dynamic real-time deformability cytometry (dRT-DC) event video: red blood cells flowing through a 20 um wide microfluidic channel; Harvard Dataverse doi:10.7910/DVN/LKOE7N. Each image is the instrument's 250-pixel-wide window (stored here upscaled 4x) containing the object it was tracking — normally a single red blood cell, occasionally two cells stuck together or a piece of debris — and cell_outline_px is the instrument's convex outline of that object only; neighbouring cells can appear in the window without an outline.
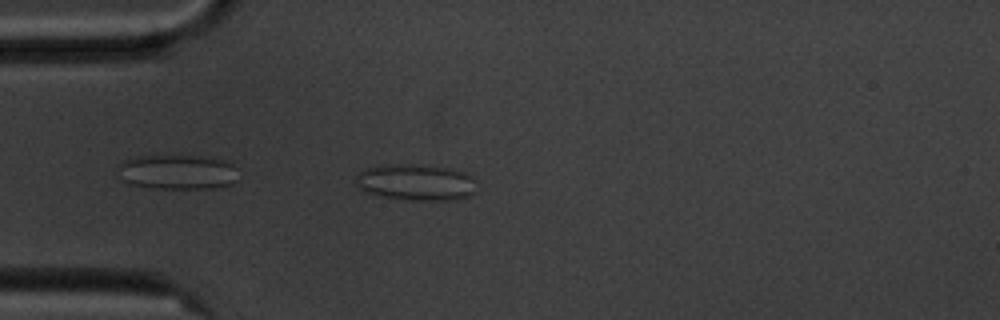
{"species": "common noctule bat (a hibernating species)", "species_latin": "Nyctalus noctula", "temperature_condition": "cold", "stored_images_in_passage": 43, "camera_frame_rate_fps": 3000, "um_per_image_px": 0.085, "animal": {"sex": "male", "body_mass_g": 20.1, "forearm_length_mm": 53.5}, "frame": {"image": 1, "passage_image": 2, "time_ms": 0.333, "image_size_px": [1000, 320], "cell_outline_px": [[476, 192], [468, 196], [448, 200], [412, 200], [384, 196], [364, 192], [356, 184], [356, 176], [364, 168], [384, 164], [412, 164], [448, 168], [464, 172], [472, 180]], "centroid_in_image_um": [35.29, 15.49], "position_along_channel_um": 49.7, "area_um2": 25.32}}
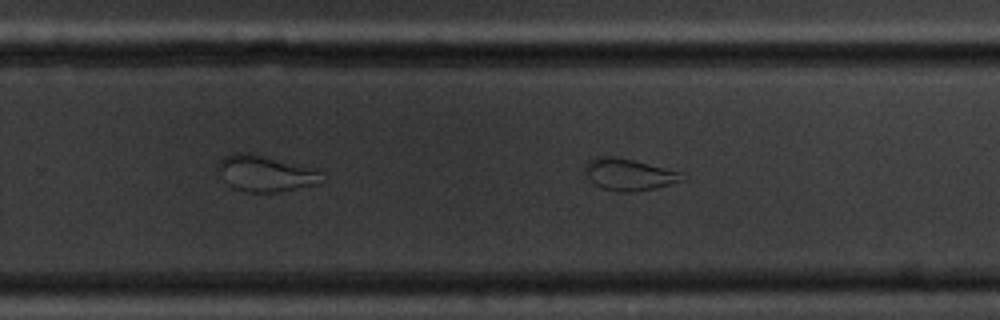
{"frame": {"image": 2, "passage_image": 22, "time_ms": 7.0, "image_size_px": [1000, 320], "cell_outline_px": [[684, 180], [672, 184], [656, 188], [632, 192], [616, 192], [600, 188], [588, 180], [584, 168], [588, 160], [596, 156], [612, 156], [632, 160], [680, 172]], "centroid_in_image_um": [53.39, 14.85], "position_along_channel_um": 276.4, "area_um2": 17.98}}
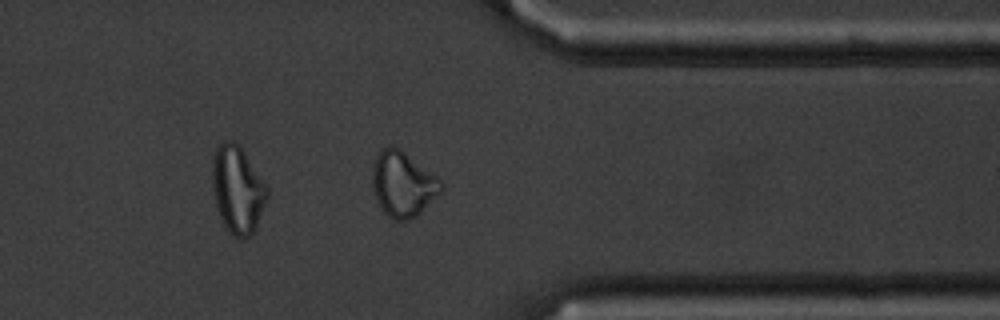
{"frame": {"image": 3, "passage_image": 31, "time_ms": 10.0, "image_size_px": [1000, 320], "cell_outline_px": [[444, 188], [416, 216], [408, 220], [392, 220], [380, 208], [372, 184], [372, 164], [380, 148], [388, 144], [392, 144], [400, 148], [436, 176], [444, 184]], "centroid_in_image_um": [34.21, 15.61], "position_along_channel_um": 377.2, "area_um2": 26.18}, "authors_computed_cell_mechanics": {"area_um2": 21.1548, "velocity_mm_per_s": 3.5607, "shape_relaxation_time_tau1_ms": null, "shape_relaxation_time_tau2_ms": 1.3675, "deformation_change_tau1": null, "deformation_change_tau2": 0.0878}}